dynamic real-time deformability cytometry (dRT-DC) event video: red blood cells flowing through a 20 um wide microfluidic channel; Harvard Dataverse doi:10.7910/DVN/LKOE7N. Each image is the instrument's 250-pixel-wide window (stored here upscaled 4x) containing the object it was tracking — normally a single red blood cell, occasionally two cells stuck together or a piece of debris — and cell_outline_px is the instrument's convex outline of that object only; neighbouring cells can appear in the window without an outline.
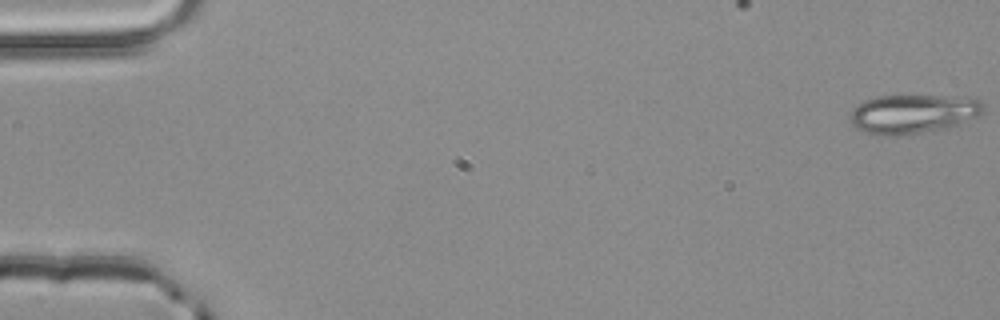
{"species": "common noctule bat (a hibernating species)", "species_latin": "Nyctalus noctula", "temperature_condition": "room temperature", "stored_images_in_passage": 13, "camera_frame_rate_fps": 3000, "um_per_image_px": 0.085, "animal": {"sex": "male", "body_mass_g": 20.4}, "frame": {"image": 1, "passage_image": 1, "time_ms": 0.0, "image_size_px": [1000, 320], "cell_outline_px": [[984, 112], [960, 124], [944, 128], [896, 136], [876, 136], [864, 132], [856, 128], [852, 124], [848, 116], [852, 108], [864, 100], [876, 96], [936, 96], [980, 100], [984, 104]], "centroid_in_image_um": [77.51, 9.69], "position_along_channel_um": 7.5, "area_um2": 30.23}}